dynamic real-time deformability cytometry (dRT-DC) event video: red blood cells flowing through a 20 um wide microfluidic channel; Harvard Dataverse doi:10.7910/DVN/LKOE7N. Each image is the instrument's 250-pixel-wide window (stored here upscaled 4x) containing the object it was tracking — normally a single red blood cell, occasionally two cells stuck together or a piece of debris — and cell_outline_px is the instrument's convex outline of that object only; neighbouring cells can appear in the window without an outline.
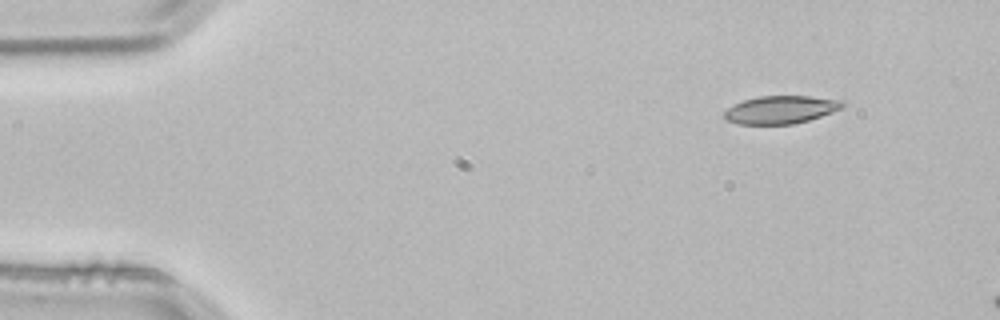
{"species": "common noctule bat (a hibernating species)", "species_latin": "Nyctalus noctula", "temperature_condition": "room temperature", "stored_images_in_passage": 3, "camera_frame_rate_fps": 3000, "um_per_image_px": 0.085, "animal": {"sex": "male", "body_mass_g": 21.5, "forearm_length_mm": 52.0}, "frame": {"image": 1, "passage_image": 3, "time_ms": 0.667, "image_size_px": [1000, 320], "cell_outline_px": [[844, 104], [840, 108], [832, 112], [808, 120], [792, 124], [740, 124], [728, 120], [724, 116], [724, 112], [728, 108], [744, 100], [760, 96], [808, 96], [844, 100]], "centroid_in_image_um": [66.38, 9.32], "position_along_channel_um": 18.6, "area_um2": 18.9}}